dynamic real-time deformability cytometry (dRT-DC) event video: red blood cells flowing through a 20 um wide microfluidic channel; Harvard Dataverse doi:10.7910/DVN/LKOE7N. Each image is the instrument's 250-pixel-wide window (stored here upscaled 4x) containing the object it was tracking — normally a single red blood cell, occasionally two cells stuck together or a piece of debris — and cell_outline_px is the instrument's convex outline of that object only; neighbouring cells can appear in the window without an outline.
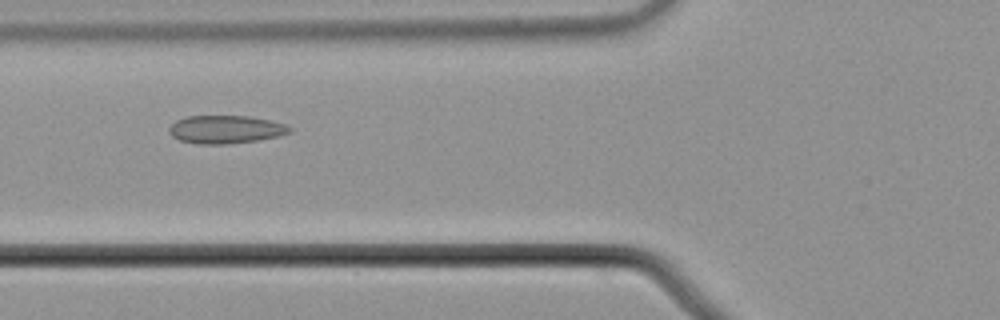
{"species": "common noctule bat (a hibernating species)", "species_latin": "Nyctalus noctula", "temperature_condition": "cold", "stored_images_in_passage": 6, "camera_frame_rate_fps": 3000, "um_per_image_px": 0.085, "animal": {"sex": "male", "body_mass_g": 21.5, "forearm_length_mm": 52.0}, "frame": {"image": 1, "passage_image": 2, "time_ms": 0.333, "image_size_px": [1000, 320], "cell_outline_px": [[292, 132], [280, 136], [256, 140], [228, 144], [196, 144], [180, 140], [172, 136], [168, 132], [168, 128], [176, 120], [188, 116], [248, 116], [268, 120], [284, 124], [292, 128]], "centroid_in_image_um": [19.16, 11.0], "position_along_channel_um": 106.6, "area_um2": 19.71}}
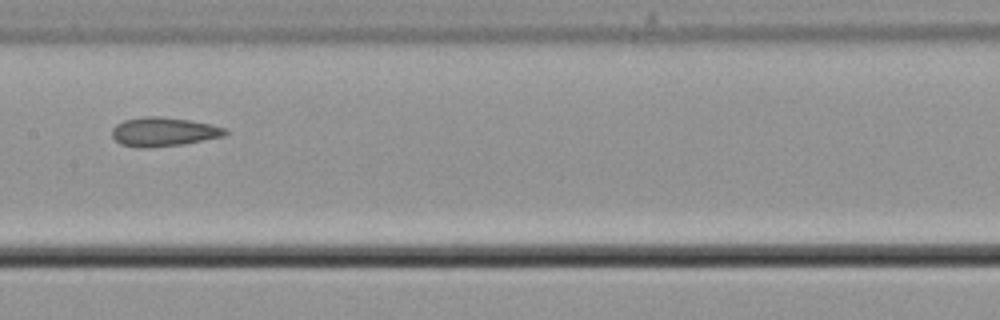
{"frame": {"image": 2, "passage_image": 4, "time_ms": 1.0, "image_size_px": [1000, 320], "cell_outline_px": [[228, 132], [224, 136], [184, 144], [152, 148], [140, 148], [120, 144], [112, 136], [112, 128], [116, 124], [124, 120], [144, 116], [160, 116], [188, 120], [212, 124], [224, 128]], "centroid_in_image_um": [13.88, 11.21], "position_along_channel_um": 193.5, "area_um2": 19.25}}
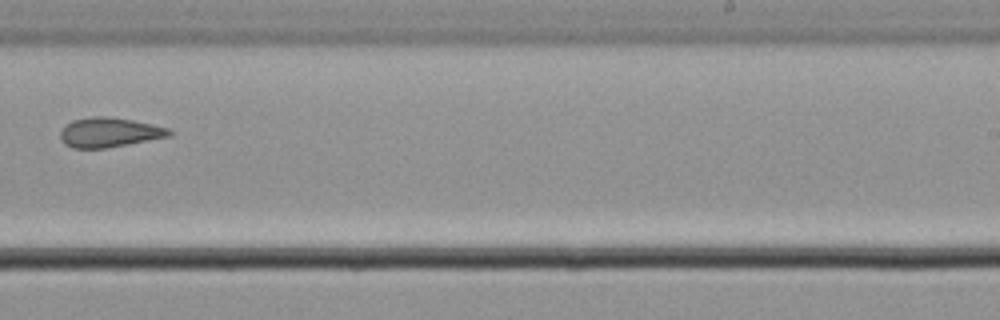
{"frame": {"image": 3, "passage_image": 6, "time_ms": 1.667, "image_size_px": [1000, 320], "cell_outline_px": [[172, 136], [104, 148], [72, 148], [64, 144], [60, 140], [60, 132], [72, 120], [92, 116], [108, 116], [132, 120], [152, 124], [168, 128], [172, 132]], "centroid_in_image_um": [9.28, 11.25], "position_along_channel_um": 279.7, "area_um2": 18.73}}